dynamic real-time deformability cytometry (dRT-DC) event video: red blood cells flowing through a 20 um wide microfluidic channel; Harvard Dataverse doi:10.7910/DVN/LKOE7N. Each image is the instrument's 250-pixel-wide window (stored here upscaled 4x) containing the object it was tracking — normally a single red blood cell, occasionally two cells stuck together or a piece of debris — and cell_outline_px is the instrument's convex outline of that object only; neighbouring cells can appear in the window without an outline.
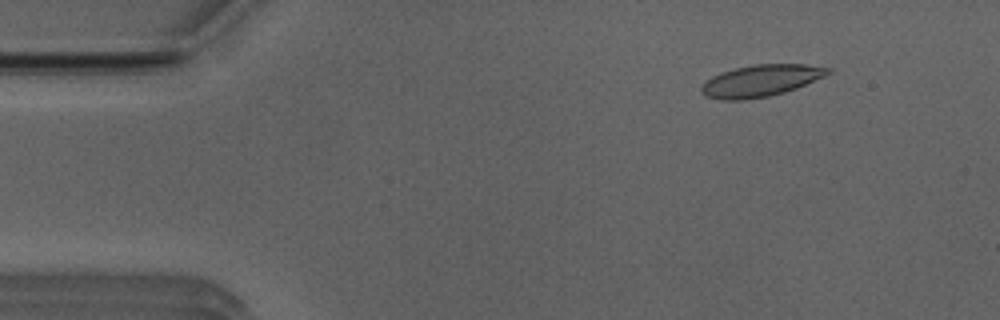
{"species": "Egyptian fruit bat (a non-hibernating species)", "species_latin": "Rousettus aegyptiacus", "temperature_condition": "room temperature", "stored_images_in_passage": 14, "camera_frame_rate_fps": 3000, "um_per_image_px": 0.085, "animal": {"sex": "male"}, "frame": {"image": 1, "passage_image": 6, "time_ms": 1.667, "image_size_px": [1000, 320], "cell_outline_px": [[832, 72], [824, 76], [796, 88], [784, 92], [768, 96], [744, 100], [720, 100], [704, 96], [700, 92], [700, 88], [712, 76], [720, 72], [752, 64], [808, 64], [832, 68]], "centroid_in_image_um": [64.66, 6.85], "position_along_channel_um": 20.3, "area_um2": 23.47}}